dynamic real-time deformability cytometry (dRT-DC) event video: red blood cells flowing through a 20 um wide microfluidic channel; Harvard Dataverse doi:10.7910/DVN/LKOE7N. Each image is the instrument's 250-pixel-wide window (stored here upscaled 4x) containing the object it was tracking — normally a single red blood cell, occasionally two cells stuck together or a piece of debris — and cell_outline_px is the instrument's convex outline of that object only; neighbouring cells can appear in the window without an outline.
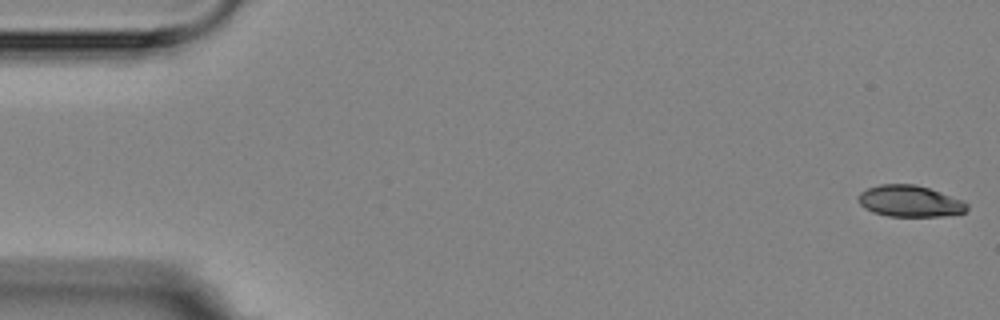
{"species": "Egyptian fruit bat (a non-hibernating species)", "species_latin": "Rousettus aegyptiacus", "temperature_condition": "room temperature", "stored_images_in_passage": 17, "camera_frame_rate_fps": 3000, "um_per_image_px": 0.085, "animal": {"sex": "female"}, "frame": {"image": 1, "passage_image": 1, "time_ms": 0.0, "image_size_px": [1000, 320], "cell_outline_px": [[968, 208], [964, 212], [944, 216], [888, 216], [872, 212], [864, 208], [860, 204], [860, 192], [868, 188], [880, 184], [916, 184], [964, 200], [968, 204]], "centroid_in_image_um": [77.35, 17.1], "position_along_channel_um": 7.6, "area_um2": 19.83}}
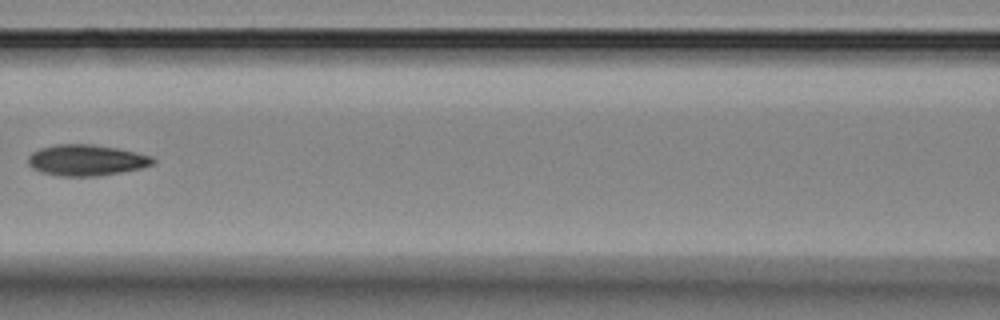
{"frame": {"image": 2, "passage_image": 8, "time_ms": 8.0, "image_size_px": [1000, 320], "cell_outline_px": [[156, 164], [140, 168], [120, 172], [96, 176], [60, 176], [40, 172], [32, 168], [28, 164], [28, 156], [32, 152], [40, 148], [56, 144], [92, 144], [116, 148], [136, 152], [152, 156], [156, 160]], "centroid_in_image_um": [7.34, 13.61], "position_along_channel_um": 159.3, "area_um2": 22.66}}
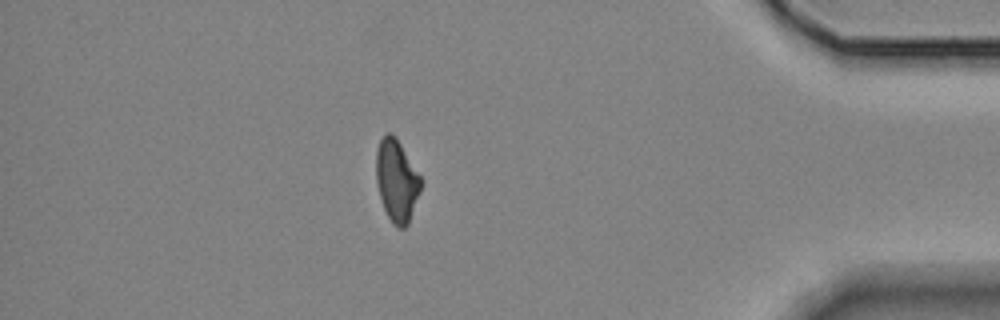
{"frame": {"image": 3, "passage_image": 15, "time_ms": 16.0, "image_size_px": [1000, 320], "cell_outline_px": [[420, 192], [408, 224], [404, 228], [396, 228], [392, 224], [384, 208], [380, 196], [376, 180], [376, 152], [380, 140], [384, 132], [392, 132], [396, 136], [420, 176]], "centroid_in_image_um": [33.7, 15.33], "position_along_channel_um": 401.5, "area_um2": 21.33}, "authors_computed_cell_mechanics": {"area_um2": 21.8484, "velocity_mm_per_s": 3.5481, "shape_relaxation_time_tau1_ms": 11.0452, "shape_relaxation_time_tau2_ms": 3.8183, "deformation_change_tau1": 0.2262, "deformation_change_tau2": 0.0883}}